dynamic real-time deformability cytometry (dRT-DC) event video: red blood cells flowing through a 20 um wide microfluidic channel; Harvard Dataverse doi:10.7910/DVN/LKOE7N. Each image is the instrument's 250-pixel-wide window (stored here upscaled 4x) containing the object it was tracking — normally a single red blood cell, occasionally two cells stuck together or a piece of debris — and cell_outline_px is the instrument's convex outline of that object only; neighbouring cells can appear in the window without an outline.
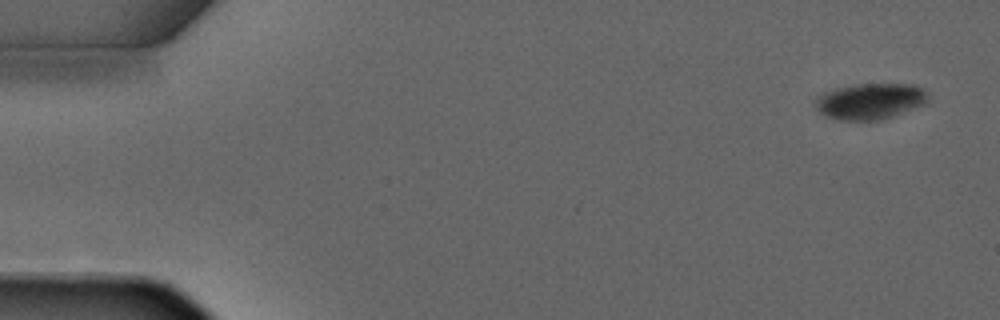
{"species": "common noctule bat (a hibernating species)", "species_latin": "Nyctalus noctula", "temperature_condition": "warm", "stored_images_in_passage": 5, "camera_frame_rate_fps": 3000, "um_per_image_px": 0.085, "animal": {"sex": "male", "forearm_length_mm": 52.5}, "frame": {"image": 1, "passage_image": 1, "time_ms": 0.0, "image_size_px": [1000, 320], "cell_outline_px": [[928, 100], [924, 104], [892, 116], [880, 120], [840, 120], [828, 116], [820, 112], [816, 108], [816, 96], [824, 92], [836, 88], [856, 84], [912, 84], [920, 88], [928, 96]], "centroid_in_image_um": [73.93, 8.6], "position_along_channel_um": 11.1, "area_um2": 23.35}}